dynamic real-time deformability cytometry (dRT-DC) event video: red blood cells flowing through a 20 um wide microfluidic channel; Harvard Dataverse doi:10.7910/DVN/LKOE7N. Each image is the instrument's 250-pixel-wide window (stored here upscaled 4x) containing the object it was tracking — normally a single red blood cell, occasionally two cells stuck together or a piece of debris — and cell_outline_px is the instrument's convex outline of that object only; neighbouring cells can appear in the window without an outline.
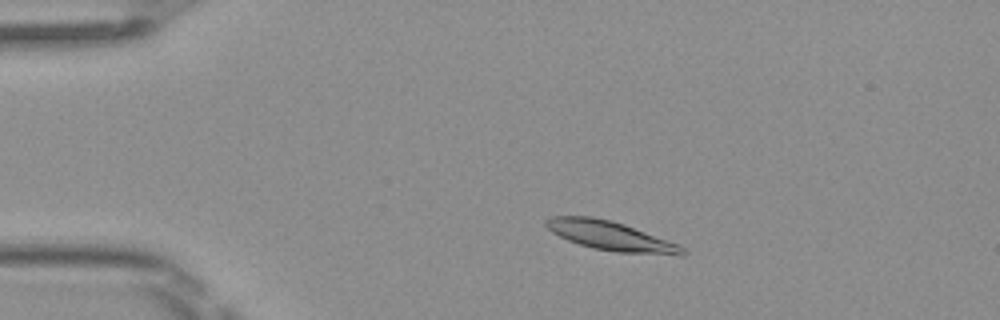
{"species": "Egyptian fruit bat (a non-hibernating species)", "species_latin": "Rousettus aegyptiacus", "temperature_condition": "room temperature", "stored_images_in_passage": 48, "camera_frame_rate_fps": 3000, "um_per_image_px": 0.085, "frame": {"image": 1, "passage_image": 8, "time_ms": 2.333, "image_size_px": [1000, 320], "cell_outline_px": [[688, 252], [684, 256], [680, 256], [616, 252], [592, 248], [568, 240], [552, 232], [544, 224], [544, 220], [552, 216], [592, 216], [612, 220], [624, 224], [680, 244]], "centroid_in_image_um": [51.97, 20.06], "position_along_channel_um": 33.0, "area_um2": 23.52}}
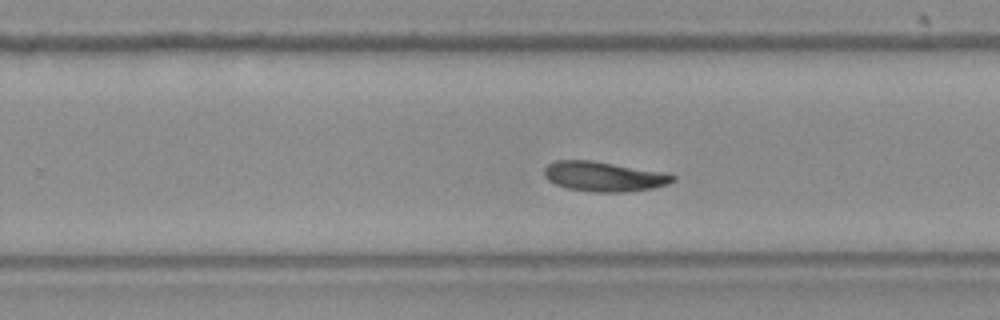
{"frame": {"image": 2, "passage_image": 30, "time_ms": 9.667, "image_size_px": [1000, 320], "cell_outline_px": [[676, 180], [668, 184], [652, 188], [624, 192], [596, 192], [568, 188], [556, 184], [548, 180], [544, 176], [544, 168], [548, 164], [556, 160], [592, 160], [668, 172], [676, 176]], "centroid_in_image_um": [51.37, 14.99], "position_along_channel_um": 278.4, "area_um2": 22.54}}
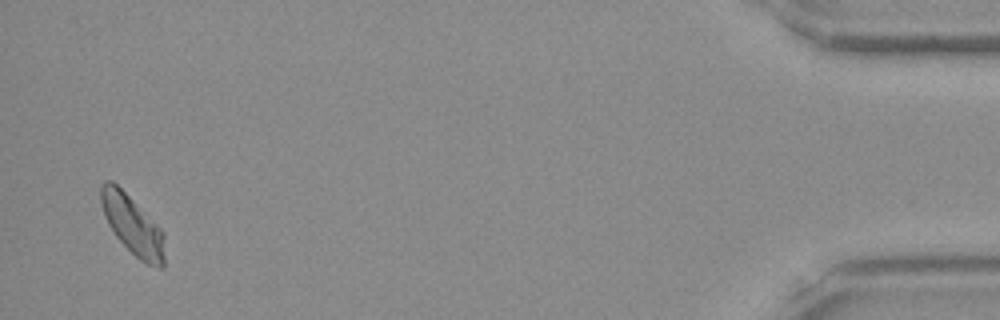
{"frame": {"image": 3, "passage_image": 47, "time_ms": 15.333, "image_size_px": [1000, 320], "cell_outline_px": [[164, 268], [160, 268], [148, 264], [140, 260], [116, 236], [108, 224], [104, 216], [100, 200], [100, 184], [104, 180], [112, 180], [164, 232]], "centroid_in_image_um": [11.24, 19.12], "position_along_channel_um": 424.0, "area_um2": 21.56}}